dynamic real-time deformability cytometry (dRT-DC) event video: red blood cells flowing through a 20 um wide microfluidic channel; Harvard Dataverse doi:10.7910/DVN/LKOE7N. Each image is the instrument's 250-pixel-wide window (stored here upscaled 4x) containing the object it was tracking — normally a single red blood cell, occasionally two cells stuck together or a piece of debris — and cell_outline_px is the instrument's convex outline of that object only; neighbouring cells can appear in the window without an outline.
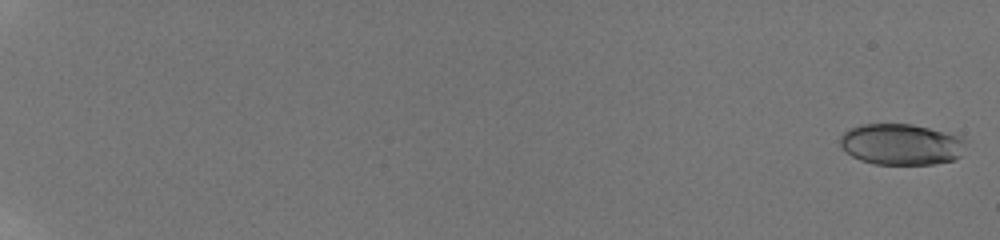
{"species": "human", "species_latin": "Homo sapiens", "temperature_condition": "room temperature", "stored_images_in_passage": 22, "camera_frame_rate_fps": 3000, "um_per_image_px": 0.085, "donor": {"sex": "male"}, "frame": {"image": 1, "passage_image": 2, "time_ms": 0.333, "image_size_px": [1000, 240], "cell_outline_px": [[964, 144], [960, 156], [952, 160], [932, 164], [872, 164], [860, 160], [852, 156], [840, 148], [840, 136], [848, 128], [864, 124], [912, 124], [960, 136], [964, 140]], "centroid_in_image_um": [76.54, 12.27], "position_along_channel_um": 8.5, "area_um2": 30.06}}
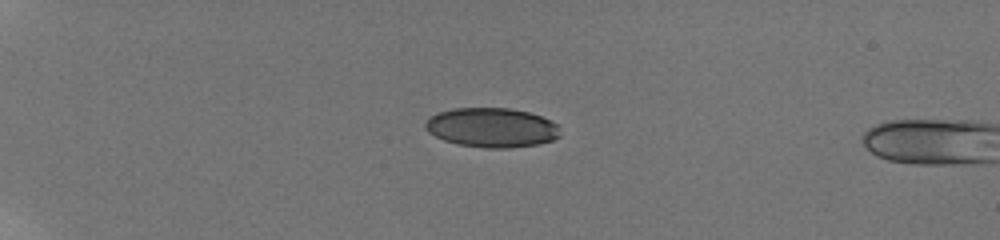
{"frame": {"image": 2, "passage_image": 20, "time_ms": 6.0, "image_size_px": [1000, 240], "cell_outline_px": [[560, 136], [552, 140], [536, 144], [508, 148], [484, 148], [456, 144], [444, 140], [428, 132], [424, 128], [424, 120], [428, 116], [436, 112], [452, 108], [508, 108], [528, 112], [540, 116], [556, 124], [560, 128]], "centroid_in_image_um": [41.73, 10.84], "position_along_channel_um": 43.3, "area_um2": 31.21}}